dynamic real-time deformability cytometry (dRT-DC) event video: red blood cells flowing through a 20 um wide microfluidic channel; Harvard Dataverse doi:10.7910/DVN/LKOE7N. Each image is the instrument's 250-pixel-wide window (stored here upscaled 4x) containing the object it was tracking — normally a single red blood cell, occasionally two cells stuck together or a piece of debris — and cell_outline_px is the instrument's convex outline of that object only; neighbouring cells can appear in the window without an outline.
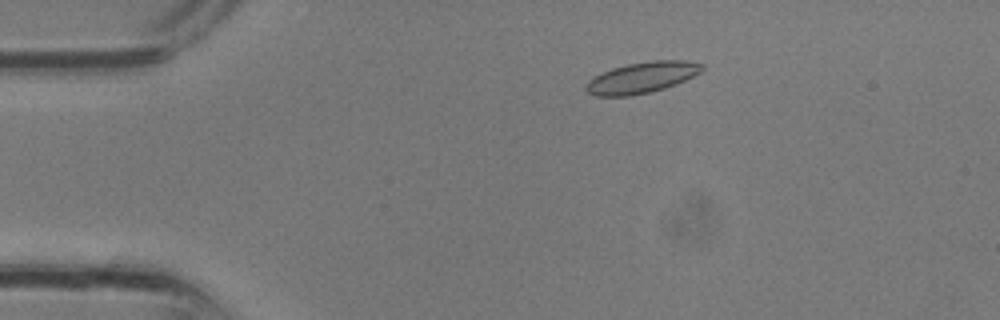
{"species": "common noctule bat (a hibernating species)", "species_latin": "Nyctalus noctula", "temperature_condition": "room temperature", "stored_images_in_passage": 33, "camera_frame_rate_fps": 3000, "um_per_image_px": 0.085, "animal": {"sex": "male", "body_mass_g": 13.3}, "frame": {"image": 1, "passage_image": 6, "time_ms": 1.667, "image_size_px": [1000, 320], "cell_outline_px": [[704, 68], [700, 72], [676, 84], [652, 92], [628, 96], [596, 96], [588, 92], [584, 88], [588, 80], [592, 76], [612, 68], [628, 64], [652, 60], [684, 60], [704, 64]], "centroid_in_image_um": [54.53, 6.59], "position_along_channel_um": 30.5, "area_um2": 21.04}}
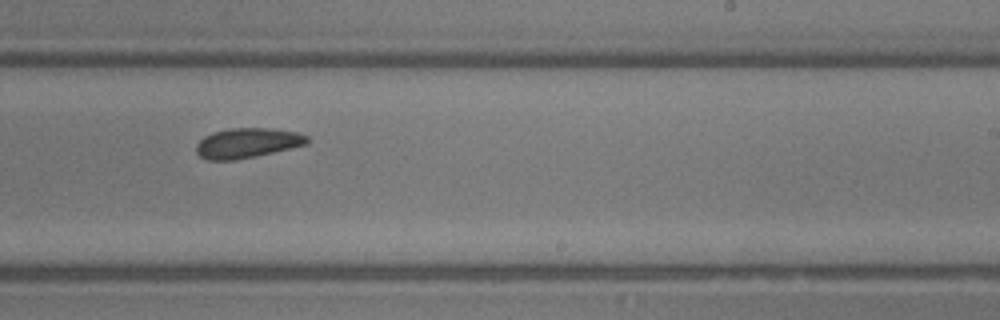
{"frame": {"image": 2, "passage_image": 20, "time_ms": 6.333, "image_size_px": [1000, 320], "cell_outline_px": [[308, 144], [292, 148], [256, 156], [236, 160], [208, 160], [200, 156], [196, 152], [196, 144], [204, 136], [212, 132], [232, 128], [272, 128], [296, 132], [308, 136]], "centroid_in_image_um": [21.02, 12.15], "position_along_channel_um": 268.0, "area_um2": 19.42}}
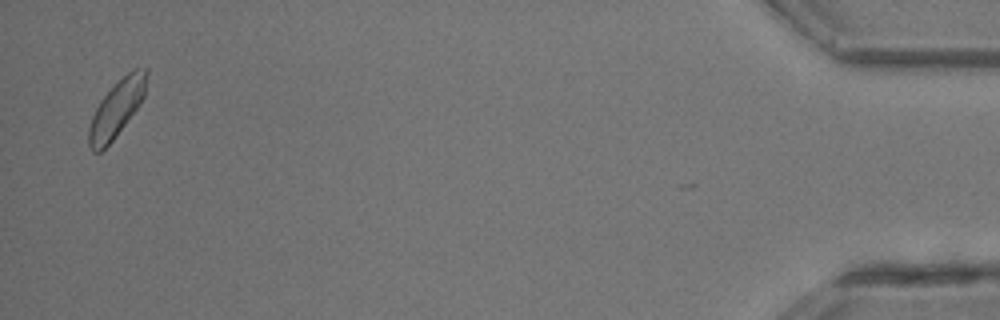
{"frame": {"image": 3, "passage_image": 32, "time_ms": 10.333, "image_size_px": [1000, 320], "cell_outline_px": [[148, 72], [144, 96], [140, 104], [112, 140], [100, 152], [92, 152], [88, 144], [88, 128], [92, 116], [100, 100], [128, 72], [136, 68], [148, 68]], "centroid_in_image_um": [9.91, 9.24], "position_along_channel_um": 425.3, "area_um2": 18.61}}